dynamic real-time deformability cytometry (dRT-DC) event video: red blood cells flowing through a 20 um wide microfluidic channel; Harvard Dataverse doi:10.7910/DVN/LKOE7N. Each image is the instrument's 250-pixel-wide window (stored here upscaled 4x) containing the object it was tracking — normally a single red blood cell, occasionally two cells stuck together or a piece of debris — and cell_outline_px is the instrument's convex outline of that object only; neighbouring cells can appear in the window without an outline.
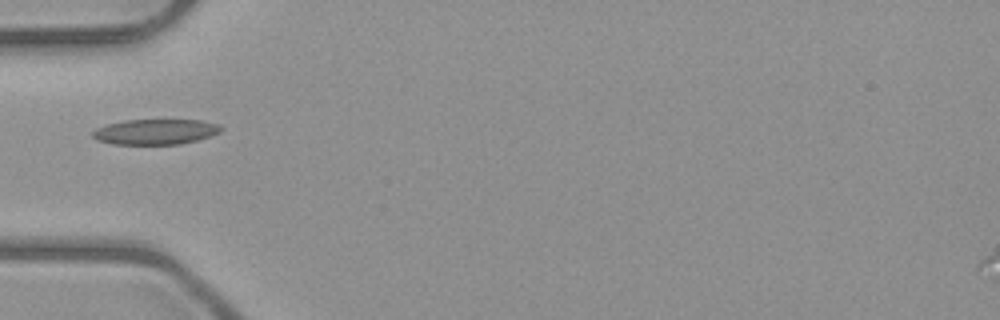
{"species": "common noctule bat (a hibernating species)", "species_latin": "Nyctalus noctula", "temperature_condition": "room temperature", "stored_images_in_passage": 1, "camera_frame_rate_fps": 3000, "um_per_image_px": 0.085, "animal": {"sex": "male", "body_mass_g": 23.1, "forearm_length_mm": 52.7}, "frame": {"image": 1, "passage_image": 1, "time_ms": 0.0, "image_size_px": [1000, 320], "cell_outline_px": [[224, 128], [220, 132], [196, 140], [180, 144], [112, 144], [96, 140], [92, 136], [92, 132], [96, 128], [108, 124], [124, 120], [200, 120], [220, 124]], "centroid_in_image_um": [13.21, 11.2], "position_along_channel_um": 71.8, "area_um2": 18.96}}